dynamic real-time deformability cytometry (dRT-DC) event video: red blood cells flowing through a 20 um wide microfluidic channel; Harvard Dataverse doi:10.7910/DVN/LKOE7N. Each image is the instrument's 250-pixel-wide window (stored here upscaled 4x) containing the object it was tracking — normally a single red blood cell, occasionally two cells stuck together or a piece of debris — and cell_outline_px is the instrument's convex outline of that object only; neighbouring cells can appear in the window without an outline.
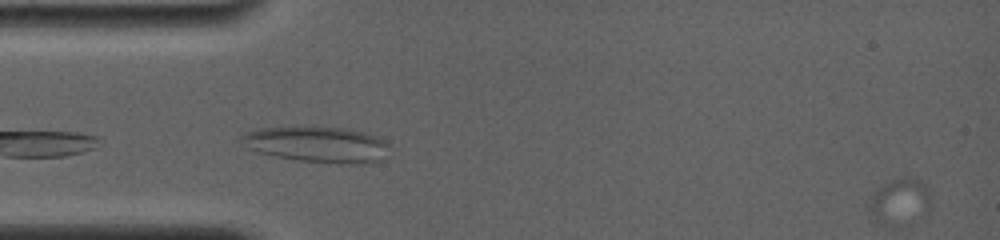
{"species": "common noctule bat (a hibernating species)", "species_latin": "Nyctalus noctula", "temperature_condition": "room temperature", "stored_images_in_passage": 5, "segment_of_instrument_passage": [1, 2], "camera_frame_rate_fps": 4000, "um_per_image_px": 0.085, "animal": {"sex": "female", "body_mass_g": 19.0, "forearm_length_mm": 56.7}, "frame": {"image": 1, "passage_image": 4, "time_ms": 0.75, "image_size_px": [1000, 240], "cell_outline_px": [[388, 144], [384, 160], [368, 164], [340, 164], [300, 160], [272, 156], [256, 152], [248, 148], [240, 140], [240, 136], [248, 132], [260, 128], [296, 124], [344, 128], [364, 132], [376, 136]], "centroid_in_image_um": [26.93, 12.25], "position_along_channel_um": 58.1, "area_um2": 31.85}}